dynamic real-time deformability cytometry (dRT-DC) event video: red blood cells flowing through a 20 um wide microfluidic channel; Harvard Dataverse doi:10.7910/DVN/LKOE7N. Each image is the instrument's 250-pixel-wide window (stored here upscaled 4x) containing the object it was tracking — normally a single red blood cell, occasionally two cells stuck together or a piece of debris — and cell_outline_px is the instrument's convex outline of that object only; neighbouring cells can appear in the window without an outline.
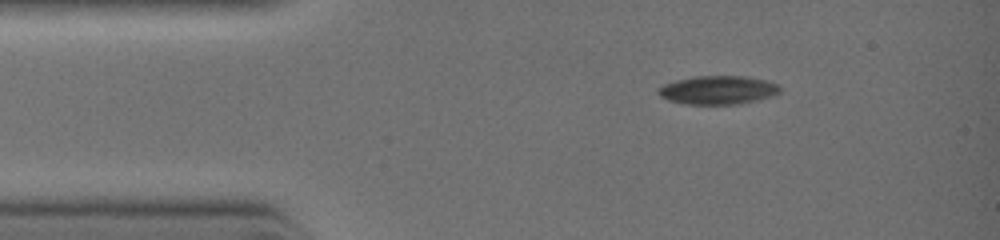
{"species": "common noctule bat (a hibernating species)", "species_latin": "Nyctalus noctula", "temperature_condition": "warm", "stored_images_in_passage": 6, "camera_frame_rate_fps": 3000, "um_per_image_px": 0.085, "animal": {"sex": "female", "body_mass_g": 19.0, "forearm_length_mm": 51.5}, "frame": {"image": 1, "passage_image": 3, "time_ms": 1.0, "image_size_px": [1000, 240], "cell_outline_px": [[780, 92], [772, 96], [756, 100], [736, 104], [688, 104], [668, 100], [660, 96], [656, 92], [656, 88], [664, 84], [676, 80], [696, 76], [744, 76], [764, 80], [780, 84]], "centroid_in_image_um": [61.0, 7.65], "position_along_channel_um": 24.0, "area_um2": 20.23}}